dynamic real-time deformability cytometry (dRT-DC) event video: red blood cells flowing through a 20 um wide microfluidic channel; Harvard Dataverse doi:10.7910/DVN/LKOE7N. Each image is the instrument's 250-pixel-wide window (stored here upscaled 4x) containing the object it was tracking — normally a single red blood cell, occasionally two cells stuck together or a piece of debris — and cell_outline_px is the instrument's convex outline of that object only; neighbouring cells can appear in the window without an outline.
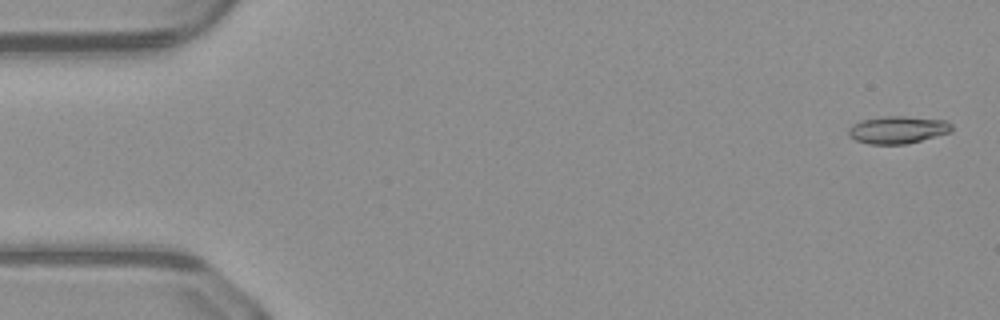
{"species": "common noctule bat (a hibernating species)", "species_latin": "Nyctalus noctula", "temperature_condition": "warm", "stored_images_in_passage": 50, "camera_frame_rate_fps": 3000, "um_per_image_px": 0.085, "animal": {"sex": "male", "body_mass_g": 23.1, "forearm_length_mm": 52.7}, "frame": {"image": 1, "passage_image": 2, "time_ms": 0.333, "image_size_px": [1000, 320], "cell_outline_px": [[952, 132], [908, 144], [868, 144], [856, 140], [848, 136], [848, 128], [852, 124], [860, 120], [884, 116], [904, 116], [948, 120], [952, 124]], "centroid_in_image_um": [76.32, 11.03], "position_along_channel_um": 8.7, "area_um2": 16.82}}
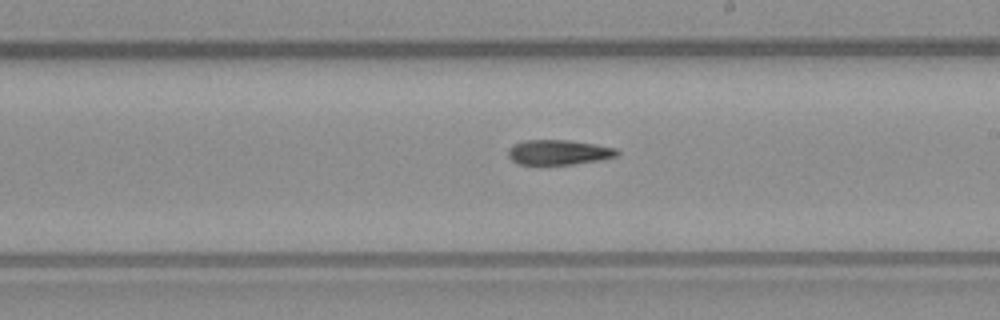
{"frame": {"image": 2, "passage_image": 29, "time_ms": 9.333, "image_size_px": [1000, 320], "cell_outline_px": [[620, 156], [600, 160], [572, 164], [520, 164], [512, 160], [508, 156], [508, 148], [512, 144], [524, 140], [568, 140], [596, 144], [616, 148], [620, 152]], "centroid_in_image_um": [47.51, 12.93], "position_along_channel_um": 241.5, "area_um2": 15.95}}
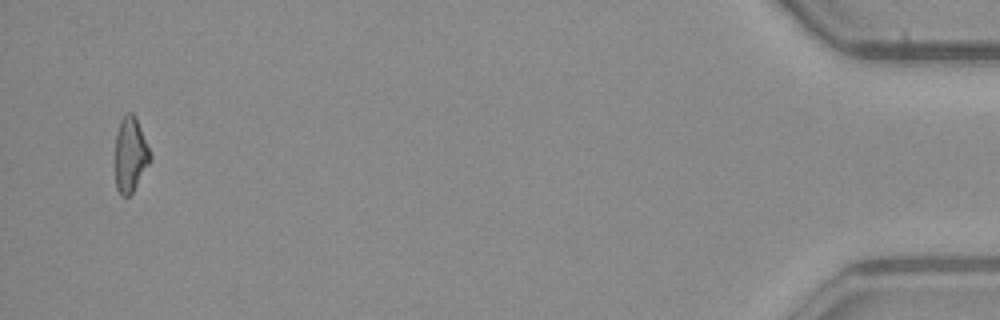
{"frame": {"image": 3, "passage_image": 49, "time_ms": 16.0, "image_size_px": [1000, 320], "cell_outline_px": [[152, 156], [148, 164], [132, 192], [128, 196], [120, 196], [116, 188], [116, 136], [120, 120], [128, 112], [132, 112], [136, 116]], "centroid_in_image_um": [11.08, 13.12], "position_along_channel_um": 424.1, "area_um2": 15.03}}